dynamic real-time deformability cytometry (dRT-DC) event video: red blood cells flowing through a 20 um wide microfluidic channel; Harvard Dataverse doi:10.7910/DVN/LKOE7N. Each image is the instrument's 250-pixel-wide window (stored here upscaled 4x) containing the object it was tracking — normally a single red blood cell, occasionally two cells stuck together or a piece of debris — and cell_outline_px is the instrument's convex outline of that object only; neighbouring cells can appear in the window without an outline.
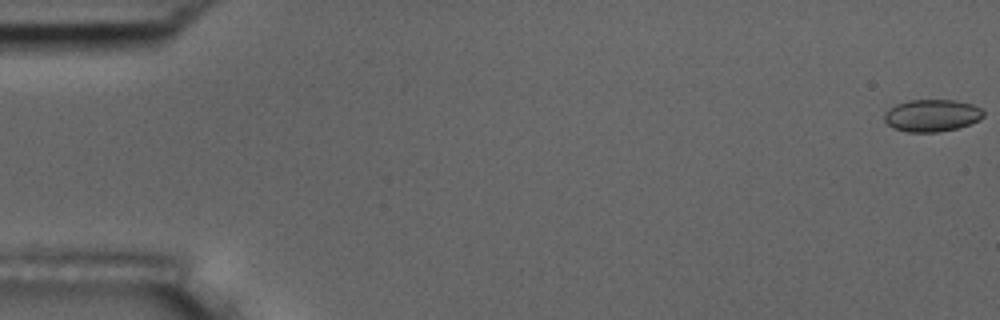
{"species": "common noctule bat (a hibernating species)", "species_latin": "Nyctalus noctula", "temperature_condition": "room temperature", "stored_images_in_passage": 3, "camera_frame_rate_fps": 3000, "um_per_image_px": 0.085, "animal": {"sex": "male", "body_mass_g": 17.5, "forearm_length_mm": 52.3}, "frame": {"image": 1, "passage_image": 1, "time_ms": 0.0, "image_size_px": [1000, 320], "cell_outline_px": [[984, 116], [980, 120], [956, 128], [936, 132], [908, 132], [892, 128], [884, 120], [884, 112], [896, 104], [908, 100], [956, 100], [972, 104], [980, 108], [984, 112]], "centroid_in_image_um": [79.19, 9.81], "position_along_channel_um": 5.8, "area_um2": 18.61}}